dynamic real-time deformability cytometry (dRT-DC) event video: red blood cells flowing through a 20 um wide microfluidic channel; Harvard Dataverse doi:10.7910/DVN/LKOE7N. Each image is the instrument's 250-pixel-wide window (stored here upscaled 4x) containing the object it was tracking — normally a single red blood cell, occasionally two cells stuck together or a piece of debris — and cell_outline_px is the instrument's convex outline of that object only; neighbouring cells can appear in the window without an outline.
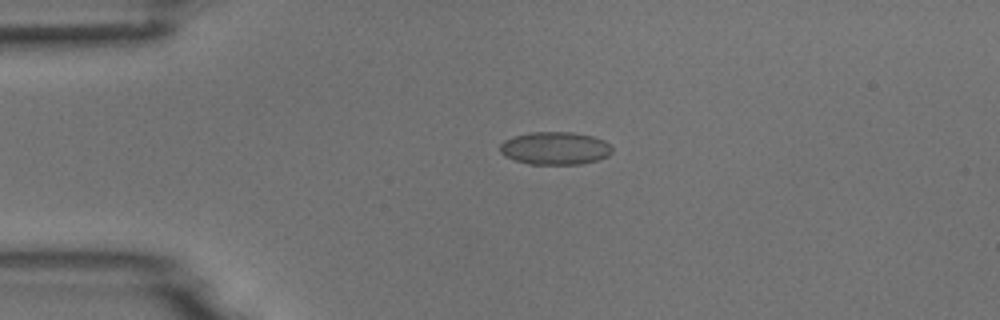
{"species": "common noctule bat (a hibernating species)", "species_latin": "Nyctalus noctula", "temperature_condition": "room temperature", "stored_images_in_passage": 4, "camera_frame_rate_fps": 3000, "um_per_image_px": 0.085, "animal": {"sex": "male", "body_mass_g": 18.8}, "frame": {"image": 1, "passage_image": 4, "time_ms": 1.0, "image_size_px": [1000, 320], "cell_outline_px": [[612, 152], [608, 156], [596, 160], [580, 164], [528, 164], [504, 156], [500, 152], [500, 144], [504, 140], [528, 132], [572, 132], [592, 136], [604, 140], [612, 144]], "centroid_in_image_um": [47.19, 12.6], "position_along_channel_um": 37.8, "area_um2": 21.5}}